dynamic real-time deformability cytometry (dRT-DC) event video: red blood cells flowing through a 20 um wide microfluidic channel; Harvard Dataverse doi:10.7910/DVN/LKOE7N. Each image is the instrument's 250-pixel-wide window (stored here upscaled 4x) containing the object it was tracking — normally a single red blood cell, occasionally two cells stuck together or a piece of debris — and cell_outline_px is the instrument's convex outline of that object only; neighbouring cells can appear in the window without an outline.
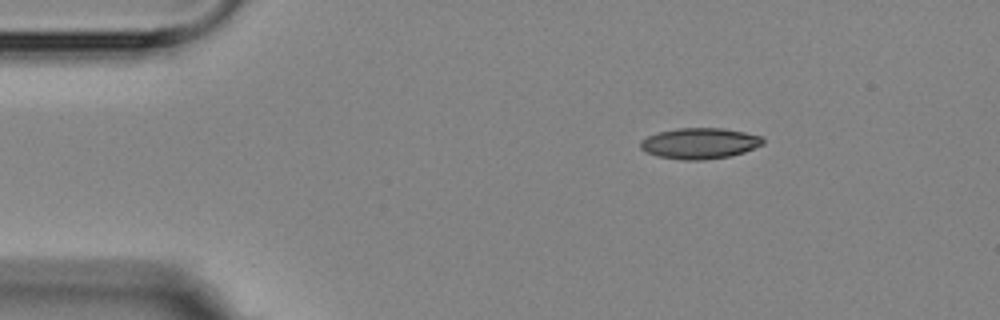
{"species": "Egyptian fruit bat (a non-hibernating species)", "species_latin": "Rousettus aegyptiacus", "temperature_condition": "room temperature", "stored_images_in_passage": 5, "camera_frame_rate_fps": 3000, "um_per_image_px": 0.085, "animal": {"sex": "female"}, "frame": {"image": 1, "passage_image": 1, "time_ms": 0.0, "image_size_px": [1000, 320], "cell_outline_px": [[764, 144], [744, 152], [728, 156], [704, 160], [684, 160], [656, 156], [644, 152], [640, 148], [640, 140], [648, 136], [660, 132], [680, 128], [724, 128], [764, 136]], "centroid_in_image_um": [59.48, 12.19], "position_along_channel_um": 25.5, "area_um2": 22.14}}
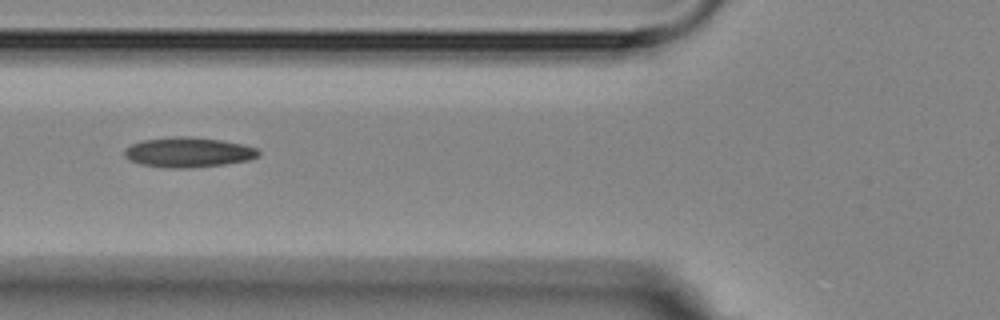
{"frame": {"image": 2, "passage_image": 4, "time_ms": 4.0, "image_size_px": [1000, 320], "cell_outline_px": [[260, 156], [248, 160], [224, 164], [192, 168], [168, 168], [140, 164], [124, 156], [124, 148], [132, 144], [144, 140], [172, 136], [188, 136], [220, 140], [244, 144], [256, 148], [260, 152]], "centroid_in_image_um": [16.01, 12.94], "position_along_channel_um": 109.8, "area_um2": 23.47}}
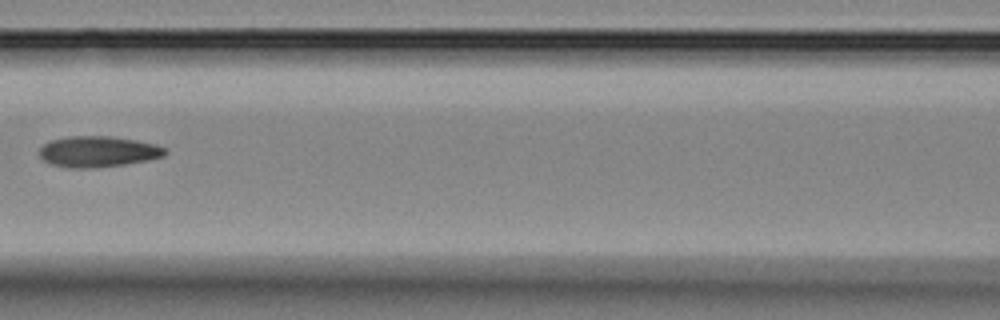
{"frame": {"image": 3, "passage_image": 5, "time_ms": 5.333, "image_size_px": [1000, 320], "cell_outline_px": [[168, 152], [164, 156], [148, 160], [124, 164], [96, 168], [68, 168], [52, 164], [44, 160], [36, 152], [44, 144], [52, 140], [68, 136], [112, 136], [136, 140], [156, 144], [164, 148]], "centroid_in_image_um": [8.32, 12.88], "position_along_channel_um": 158.3, "area_um2": 22.77}}